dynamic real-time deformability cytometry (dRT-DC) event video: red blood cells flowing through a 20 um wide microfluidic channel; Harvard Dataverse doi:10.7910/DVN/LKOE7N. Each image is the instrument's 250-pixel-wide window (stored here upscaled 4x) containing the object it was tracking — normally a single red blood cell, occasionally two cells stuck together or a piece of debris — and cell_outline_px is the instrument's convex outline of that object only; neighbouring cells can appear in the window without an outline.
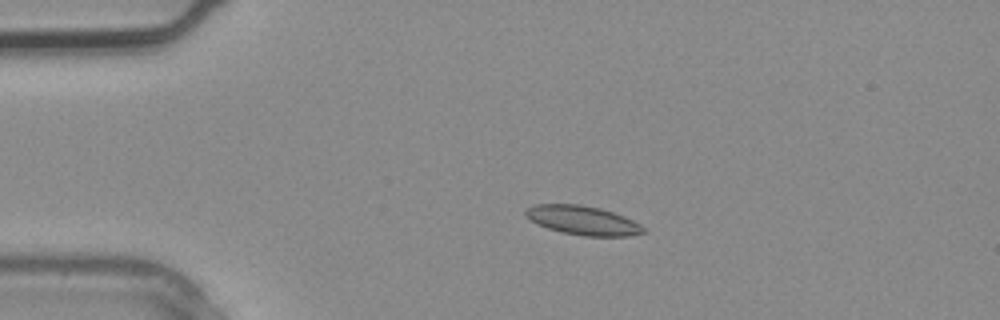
{"species": "common noctule bat (a hibernating species)", "species_latin": "Nyctalus noctula", "temperature_condition": "warm", "stored_images_in_passage": 2, "camera_frame_rate_fps": 3000, "um_per_image_px": 0.085, "animal": {"sex": "male", "body_mass_g": 20.4}, "frame": {"image": 1, "passage_image": 2, "time_ms": 0.333, "image_size_px": [1000, 320], "cell_outline_px": [[648, 232], [628, 236], [584, 236], [560, 232], [548, 228], [532, 220], [524, 212], [528, 208], [536, 204], [580, 204], [600, 208], [624, 216], [640, 224]], "centroid_in_image_um": [49.59, 18.73], "position_along_channel_um": 35.4, "area_um2": 19.77}}